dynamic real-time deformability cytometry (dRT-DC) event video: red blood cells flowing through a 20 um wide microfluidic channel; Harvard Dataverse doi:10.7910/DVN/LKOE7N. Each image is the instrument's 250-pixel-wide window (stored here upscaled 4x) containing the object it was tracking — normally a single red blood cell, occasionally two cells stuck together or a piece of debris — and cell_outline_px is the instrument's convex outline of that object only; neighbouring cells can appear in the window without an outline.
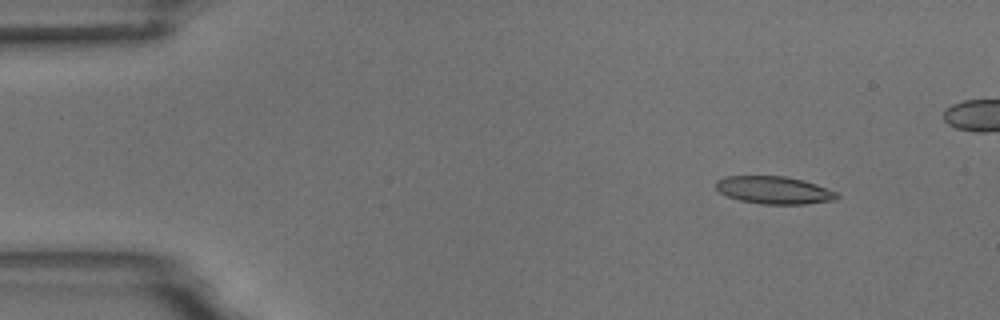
{"species": "common noctule bat (a hibernating species)", "species_latin": "Nyctalus noctula", "temperature_condition": "room temperature", "stored_images_in_passage": 5, "camera_frame_rate_fps": 3000, "um_per_image_px": 0.085, "animal": {"sex": "male", "body_mass_g": 18.8}, "frame": {"image": 1, "passage_image": 1, "time_ms": 0.0, "image_size_px": [1000, 320], "cell_outline_px": [[840, 196], [836, 200], [804, 204], [760, 204], [740, 200], [728, 196], [720, 192], [716, 188], [716, 180], [724, 176], [784, 176], [804, 180], [816, 184], [836, 192]], "centroid_in_image_um": [65.8, 16.16], "position_along_channel_um": 19.2, "area_um2": 19.48}}